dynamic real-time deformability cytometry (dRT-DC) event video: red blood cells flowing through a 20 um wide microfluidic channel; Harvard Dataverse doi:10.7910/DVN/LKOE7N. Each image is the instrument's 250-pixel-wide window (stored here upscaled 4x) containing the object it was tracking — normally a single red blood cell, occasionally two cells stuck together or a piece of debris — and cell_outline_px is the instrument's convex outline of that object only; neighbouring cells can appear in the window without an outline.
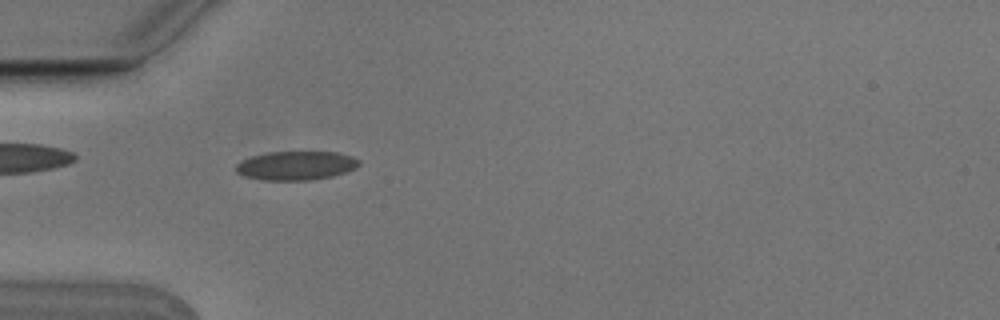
{"species": "Egyptian fruit bat (a non-hibernating species)", "species_latin": "Rousettus aegyptiacus", "temperature_condition": "cold", "stored_images_in_passage": 5, "camera_frame_rate_fps": 3000, "um_per_image_px": 0.085, "animal": {"sex": "male"}, "frame": {"image": 1, "passage_image": 2, "time_ms": 0.333, "image_size_px": [1000, 320], "cell_outline_px": [[360, 164], [356, 168], [332, 176], [312, 180], [264, 180], [244, 176], [236, 172], [236, 164], [240, 160], [252, 156], [268, 152], [340, 152], [352, 156], [360, 160]], "centroid_in_image_um": [25.17, 14.07], "position_along_channel_um": 59.8, "area_um2": 20.81}}
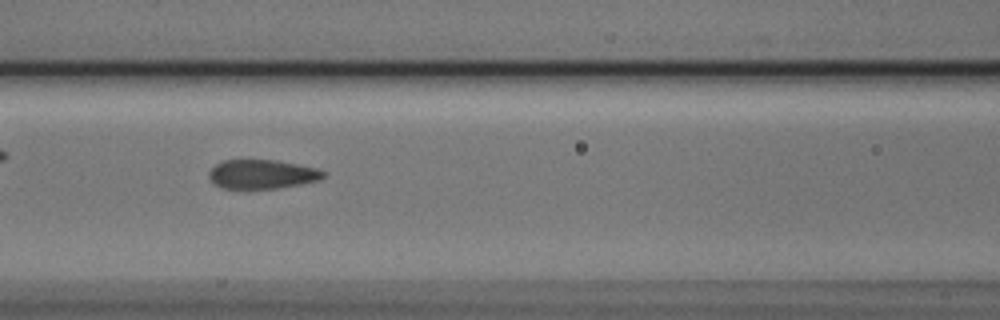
{"frame": {"image": 2, "passage_image": 4, "time_ms": 1.0, "image_size_px": [1000, 320], "cell_outline_px": [[324, 176], [320, 180], [300, 184], [276, 188], [224, 188], [216, 184], [208, 176], [208, 172], [216, 164], [224, 160], [276, 160], [316, 168], [324, 172]], "centroid_in_image_um": [22.27, 14.8], "position_along_channel_um": 144.3, "area_um2": 19.07}}
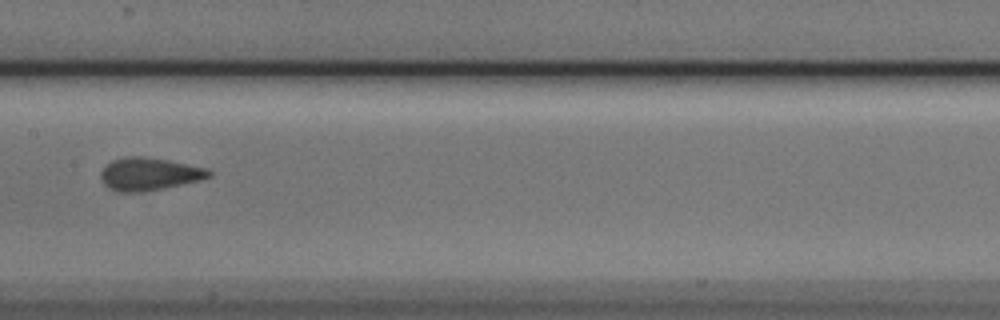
{"frame": {"image": 3, "passage_image": 5, "time_ms": 1.333, "image_size_px": [1000, 320], "cell_outline_px": [[212, 176], [200, 180], [164, 188], [140, 192], [116, 192], [108, 188], [104, 184], [100, 176], [100, 172], [112, 160], [124, 156], [140, 156], [168, 160], [208, 168], [212, 172]], "centroid_in_image_um": [12.68, 14.79], "position_along_channel_um": 194.7, "area_um2": 20.69}}